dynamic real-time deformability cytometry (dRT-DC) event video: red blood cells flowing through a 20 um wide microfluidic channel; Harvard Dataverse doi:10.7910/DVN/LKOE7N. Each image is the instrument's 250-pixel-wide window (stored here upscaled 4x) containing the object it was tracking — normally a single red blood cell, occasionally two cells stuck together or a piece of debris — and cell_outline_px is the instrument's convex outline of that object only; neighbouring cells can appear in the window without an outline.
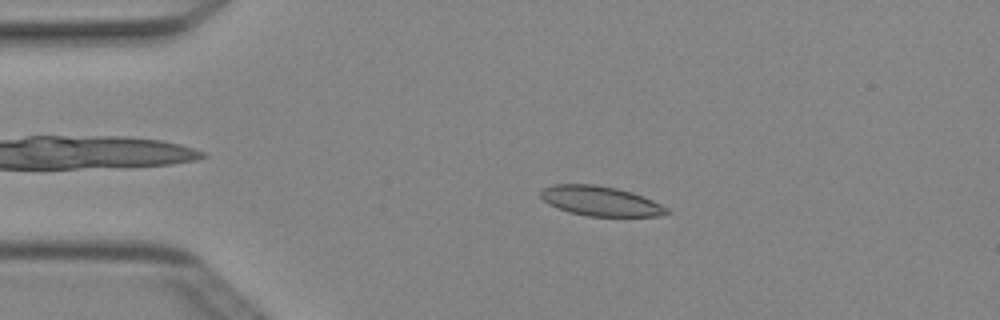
{"species": "Egyptian fruit bat (a non-hibernating species)", "species_latin": "Rousettus aegyptiacus", "temperature_condition": "cold", "stored_images_in_passage": 4, "camera_frame_rate_fps": 3000, "um_per_image_px": 0.085, "animal": {"sex": "female"}, "frame": {"image": 1, "passage_image": 3, "time_ms": 0.667, "image_size_px": [1000, 320], "cell_outline_px": [[672, 212], [660, 216], [588, 216], [568, 212], [548, 204], [540, 196], [540, 192], [544, 188], [552, 184], [596, 184], [616, 188], [632, 192], [652, 200], [668, 208]], "centroid_in_image_um": [51.04, 17.09], "position_along_channel_um": 34.0, "area_um2": 21.91}}